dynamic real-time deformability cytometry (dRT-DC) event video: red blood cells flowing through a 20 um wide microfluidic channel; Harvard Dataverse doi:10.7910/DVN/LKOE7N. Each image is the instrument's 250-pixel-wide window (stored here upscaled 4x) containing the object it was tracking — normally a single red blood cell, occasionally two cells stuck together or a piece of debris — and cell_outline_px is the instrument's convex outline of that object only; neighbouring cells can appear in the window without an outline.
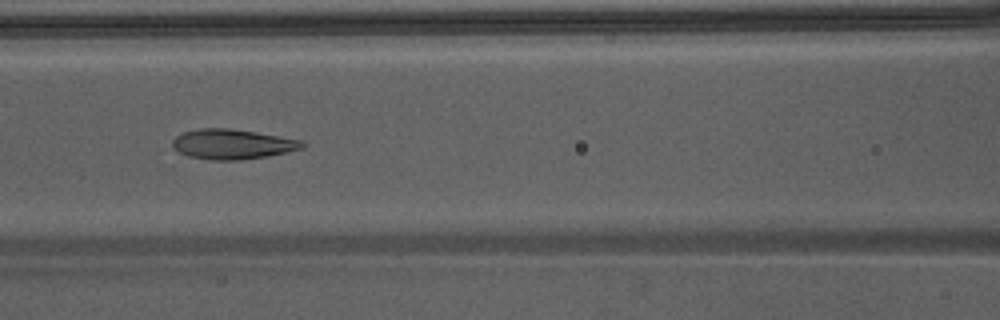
{"species": "Egyptian fruit bat (a non-hibernating species)", "species_latin": "Rousettus aegyptiacus", "temperature_condition": "warm", "stored_images_in_passage": 49, "camera_frame_rate_fps": 3000, "um_per_image_px": 0.085, "animal": {"sex": "male"}, "frame": {"image": 1, "passage_image": 24, "time_ms": 7.667, "image_size_px": [1000, 320], "cell_outline_px": [[308, 144], [304, 148], [268, 156], [240, 160], [212, 160], [188, 156], [172, 148], [172, 140], [176, 136], [184, 132], [200, 128], [228, 128], [256, 132], [304, 140]], "centroid_in_image_um": [19.79, 12.25], "position_along_channel_um": 146.8, "area_um2": 22.83}}
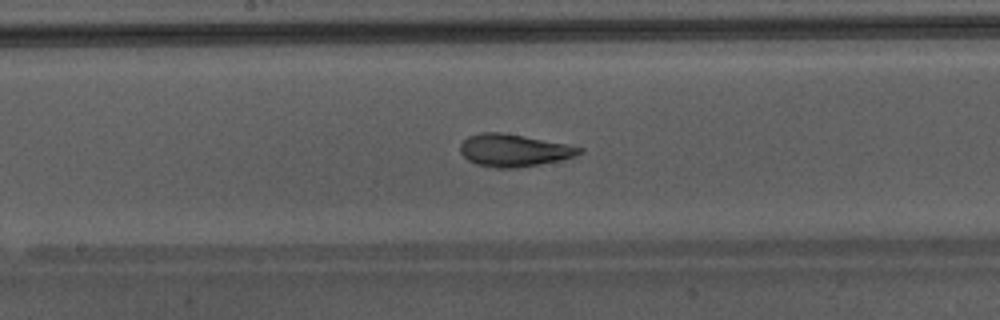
{"frame": {"image": 2, "passage_image": 28, "time_ms": 9.0, "image_size_px": [1000, 320], "cell_outline_px": [[584, 152], [576, 156], [560, 160], [540, 164], [516, 168], [496, 168], [476, 164], [468, 160], [460, 152], [460, 144], [468, 136], [480, 132], [500, 132], [524, 136], [584, 148]], "centroid_in_image_um": [43.66, 12.78], "position_along_channel_um": 204.5, "area_um2": 22.43}}
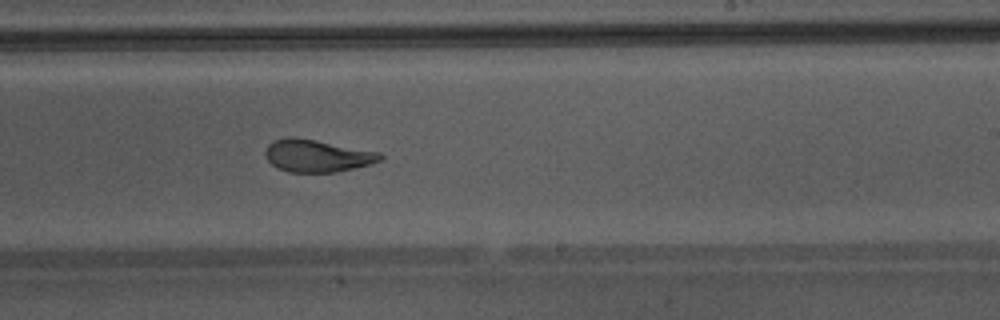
{"frame": {"image": 3, "passage_image": 32, "time_ms": 10.333, "image_size_px": [1000, 320], "cell_outline_px": [[384, 156], [380, 160], [372, 164], [336, 172], [288, 172], [272, 164], [264, 156], [264, 152], [268, 144], [272, 140], [288, 136], [296, 136], [380, 152]], "centroid_in_image_um": [26.93, 13.22], "position_along_channel_um": 262.1, "area_um2": 21.91}, "authors_computed_cell_mechanics": {"area_um2": 23.3512, "velocity_mm_per_s": 4.3345, "shape_relaxation_time_tau1_ms": 5.7023, "shape_relaxation_time_tau2_ms": 1.2241, "deformation_change_tau1": 0.2074, "deformation_change_tau2": 0.0735}}